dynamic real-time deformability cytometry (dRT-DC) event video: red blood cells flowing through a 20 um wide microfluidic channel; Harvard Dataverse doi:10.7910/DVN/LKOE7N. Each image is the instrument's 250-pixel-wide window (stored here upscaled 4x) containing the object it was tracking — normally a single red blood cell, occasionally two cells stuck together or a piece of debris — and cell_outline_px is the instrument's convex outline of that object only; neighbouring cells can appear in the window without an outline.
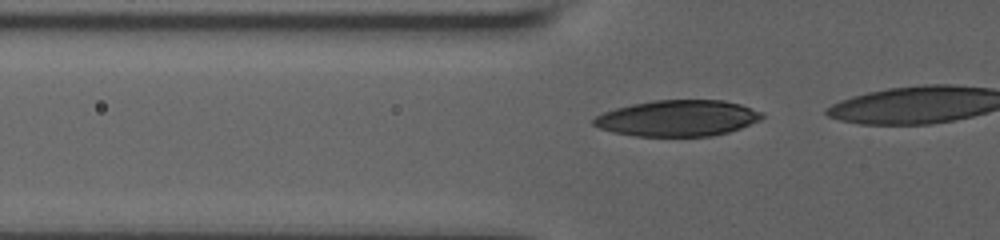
{"species": "human", "species_latin": "Homo sapiens", "temperature_condition": "room temperature", "stored_images_in_passage": 7, "camera_frame_rate_fps": 3000, "um_per_image_px": 0.085, "donor": {"sex": "male"}, "frame": {"image": 1, "passage_image": 2, "time_ms": 0.333, "image_size_px": [1000, 240], "cell_outline_px": [[764, 116], [760, 120], [740, 128], [728, 132], [712, 136], [636, 136], [612, 132], [600, 128], [592, 124], [592, 120], [596, 116], [604, 112], [616, 108], [632, 104], [652, 100], [724, 100], [740, 104], [764, 112]], "centroid_in_image_um": [57.61, 10.04], "position_along_channel_um": 68.2, "area_um2": 35.49}}